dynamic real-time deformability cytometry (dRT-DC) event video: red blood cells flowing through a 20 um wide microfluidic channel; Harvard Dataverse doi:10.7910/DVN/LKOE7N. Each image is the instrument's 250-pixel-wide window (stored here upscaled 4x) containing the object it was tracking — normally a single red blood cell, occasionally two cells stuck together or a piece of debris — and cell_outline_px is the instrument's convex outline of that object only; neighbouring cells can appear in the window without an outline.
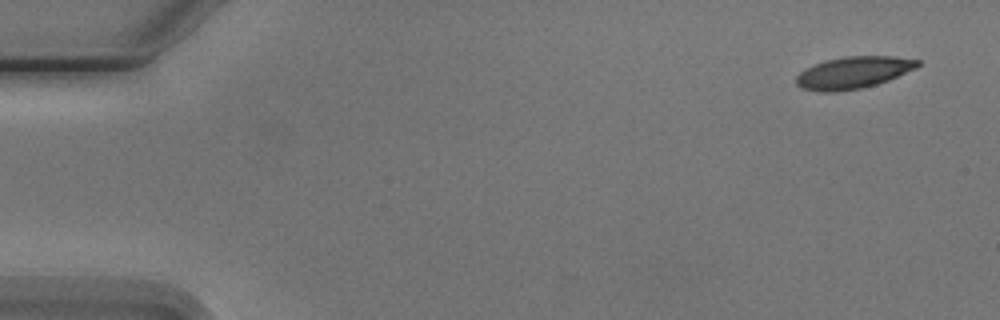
{"species": "Egyptian fruit bat (a non-hibernating species)", "species_latin": "Rousettus aegyptiacus", "temperature_condition": "cold", "stored_images_in_passage": 4, "camera_frame_rate_fps": 3000, "um_per_image_px": 0.085, "animal": {"sex": "male"}, "frame": {"image": 1, "passage_image": 1, "time_ms": 0.0, "image_size_px": [1000, 320], "cell_outline_px": [[920, 64], [916, 68], [888, 80], [876, 84], [860, 88], [836, 92], [820, 92], [804, 88], [796, 84], [796, 76], [800, 72], [824, 60], [844, 56], [896, 56], [920, 60]], "centroid_in_image_um": [72.55, 6.16], "position_along_channel_um": 12.5, "area_um2": 22.48}}